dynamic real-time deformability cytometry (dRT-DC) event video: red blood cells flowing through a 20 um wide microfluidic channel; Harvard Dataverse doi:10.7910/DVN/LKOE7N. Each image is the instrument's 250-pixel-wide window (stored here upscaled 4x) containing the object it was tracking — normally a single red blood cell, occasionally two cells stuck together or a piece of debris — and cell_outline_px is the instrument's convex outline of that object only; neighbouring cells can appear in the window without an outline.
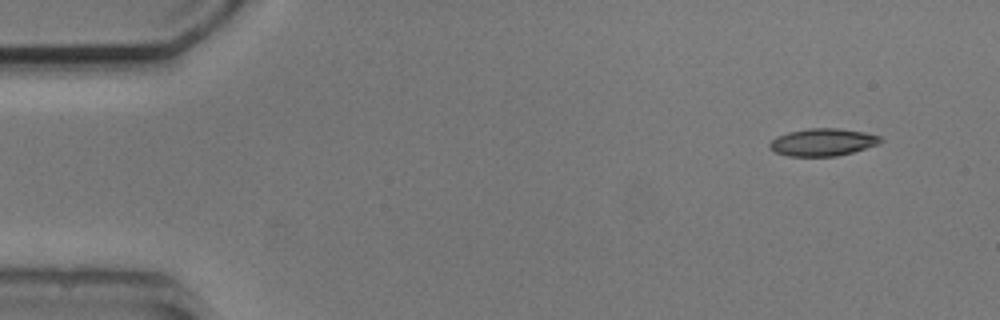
{"species": "common noctule bat (a hibernating species)", "species_latin": "Nyctalus noctula", "temperature_condition": "cold", "stored_images_in_passage": 5, "camera_frame_rate_fps": 3000, "um_per_image_px": 0.085, "animal": {"sex": "male", "body_mass_g": 20.5, "forearm_length_mm": 52.5}, "frame": {"image": 1, "passage_image": 1, "time_ms": 0.0, "image_size_px": [1000, 320], "cell_outline_px": [[884, 140], [876, 144], [852, 152], [836, 156], [788, 156], [776, 152], [768, 148], [768, 144], [776, 136], [788, 132], [808, 128], [836, 128], [864, 132], [880, 136]], "centroid_in_image_um": [69.88, 12.08], "position_along_channel_um": 15.1, "area_um2": 17.63}}